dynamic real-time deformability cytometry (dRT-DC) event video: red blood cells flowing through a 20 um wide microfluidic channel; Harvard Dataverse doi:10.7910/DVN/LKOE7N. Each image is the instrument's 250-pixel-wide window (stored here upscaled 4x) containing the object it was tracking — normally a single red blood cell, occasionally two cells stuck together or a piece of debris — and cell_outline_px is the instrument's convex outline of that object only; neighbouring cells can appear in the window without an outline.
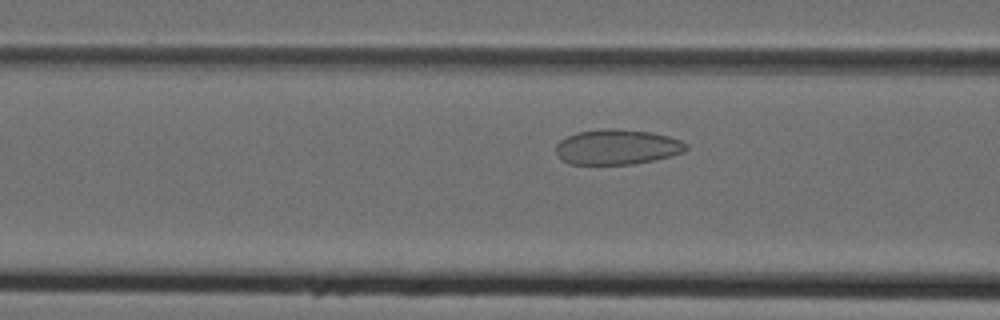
{"species": "Egyptian fruit bat (a non-hibernating species)", "species_latin": "Rousettus aegyptiacus", "temperature_condition": "cold", "stored_images_in_passage": 48, "camera_frame_rate_fps": 3000, "um_per_image_px": 0.085, "animal": {"sex": "female"}, "frame": {"image": 1, "passage_image": 17, "time_ms": 5.333, "image_size_px": [1000, 320], "cell_outline_px": [[688, 148], [684, 152], [652, 160], [632, 164], [568, 164], [560, 160], [556, 156], [556, 144], [560, 140], [576, 132], [608, 128], [612, 128], [652, 132], [668, 136], [680, 140], [688, 144]], "centroid_in_image_um": [52.41, 12.49], "position_along_channel_um": 114.2, "area_um2": 26.76}}
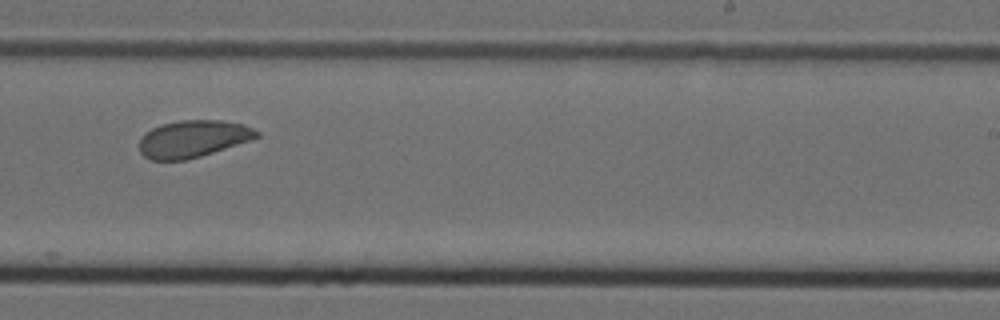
{"frame": {"image": 2, "passage_image": 29, "time_ms": 9.333, "image_size_px": [1000, 320], "cell_outline_px": [[260, 136], [252, 140], [188, 160], [152, 160], [144, 156], [140, 152], [140, 140], [152, 128], [160, 124], [180, 120], [220, 120], [244, 124], [260, 132]], "centroid_in_image_um": [16.44, 11.8], "position_along_channel_um": 272.6, "area_um2": 25.37}}
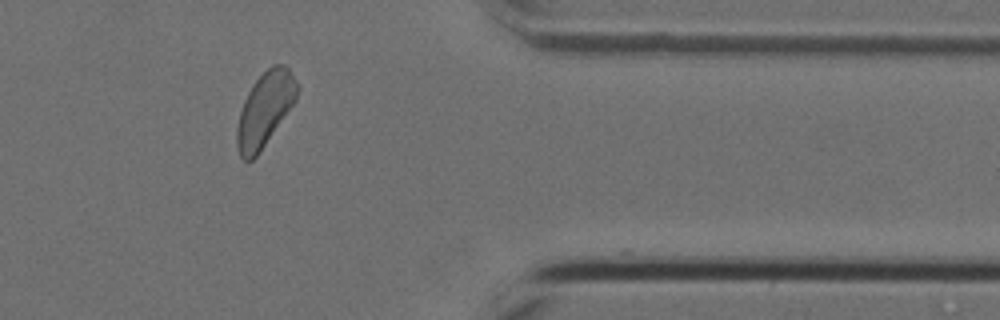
{"frame": {"image": 3, "passage_image": 39, "time_ms": 12.667, "image_size_px": [1000, 320], "cell_outline_px": [[300, 88], [296, 100], [260, 152], [252, 160], [244, 160], [240, 156], [236, 144], [236, 128], [240, 112], [244, 100], [252, 84], [272, 64], [284, 64], [292, 72], [300, 84]], "centroid_in_image_um": [22.54, 9.27], "position_along_channel_um": 388.9, "area_um2": 26.13}, "authors_computed_cell_mechanics": {"area_um2": 26.299, "velocity_mm_per_s": 3.9831, "shape_relaxation_time_tau1_ms": 4.0504, "shape_relaxation_time_tau2_ms": 6.669, "deformation_change_tau1": 0.0495, "deformation_change_tau2": 0.0654}}